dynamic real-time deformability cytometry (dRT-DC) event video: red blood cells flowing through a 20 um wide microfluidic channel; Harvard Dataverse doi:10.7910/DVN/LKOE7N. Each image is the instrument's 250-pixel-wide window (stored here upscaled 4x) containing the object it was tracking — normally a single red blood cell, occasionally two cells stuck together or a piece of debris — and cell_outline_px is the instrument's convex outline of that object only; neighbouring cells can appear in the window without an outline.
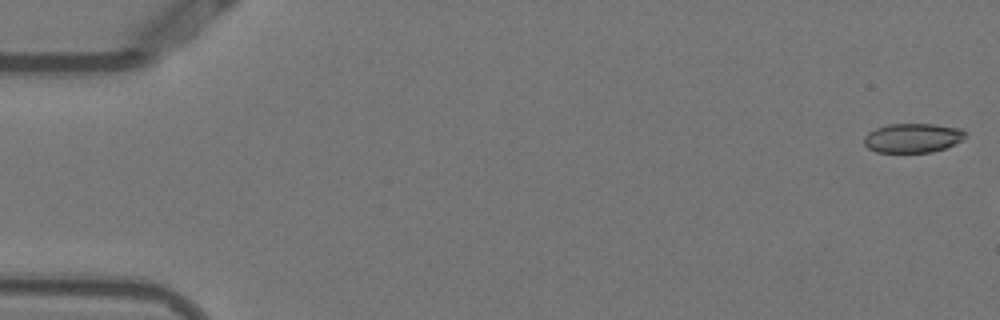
{"species": "Egyptian fruit bat (a non-hibernating species)", "species_latin": "Rousettus aegyptiacus", "temperature_condition": "warm", "stored_images_in_passage": 10, "camera_frame_rate_fps": 3000, "um_per_image_px": 0.085, "animal": {"sex": "female"}, "frame": {"image": 1, "passage_image": 1, "time_ms": 0.0, "image_size_px": [1000, 320], "cell_outline_px": [[968, 136], [944, 148], [932, 152], [876, 152], [868, 148], [864, 144], [864, 136], [868, 132], [876, 128], [888, 124], [932, 124], [960, 128], [968, 132]], "centroid_in_image_um": [77.57, 11.72], "position_along_channel_um": 7.4, "area_um2": 17.28}}